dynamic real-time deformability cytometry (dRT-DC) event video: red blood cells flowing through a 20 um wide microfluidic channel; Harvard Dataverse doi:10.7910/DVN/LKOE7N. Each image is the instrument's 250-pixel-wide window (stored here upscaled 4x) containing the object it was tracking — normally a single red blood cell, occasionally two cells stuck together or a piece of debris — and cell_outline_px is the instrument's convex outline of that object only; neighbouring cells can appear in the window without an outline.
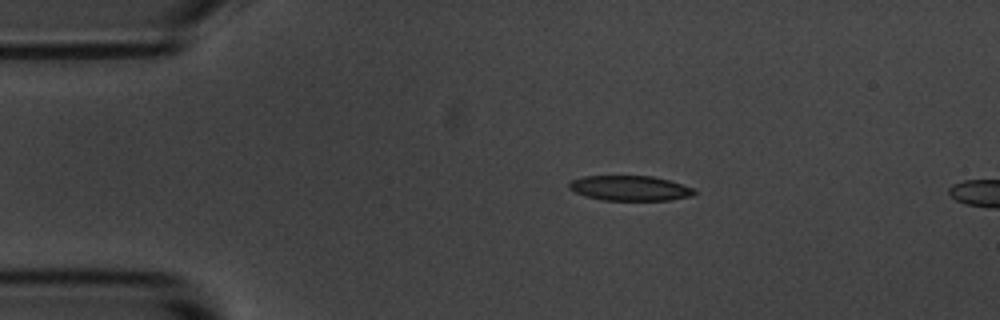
{"species": "common noctule bat (a hibernating species)", "species_latin": "Nyctalus noctula", "temperature_condition": "room temperature", "stored_images_in_passage": 3, "camera_frame_rate_fps": 3000, "um_per_image_px": 0.085, "animal": {"sex": "male", "body_mass_g": 20.1, "forearm_length_mm": 53.5}, "frame": {"image": 1, "passage_image": 2, "time_ms": 1.333, "image_size_px": [1000, 320], "cell_outline_px": [[696, 192], [692, 196], [668, 200], [604, 200], [584, 196], [568, 188], [568, 184], [572, 180], [584, 176], [652, 176], [668, 180], [692, 188]], "centroid_in_image_um": [53.51, 15.99], "position_along_channel_um": 31.5, "area_um2": 18.09}}